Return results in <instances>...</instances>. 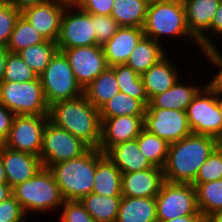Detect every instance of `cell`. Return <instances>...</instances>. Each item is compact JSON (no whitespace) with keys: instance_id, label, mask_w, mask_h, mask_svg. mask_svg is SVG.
Wrapping results in <instances>:
<instances>
[{"instance_id":"obj_1","label":"cell","mask_w":222,"mask_h":222,"mask_svg":"<svg viewBox=\"0 0 222 222\" xmlns=\"http://www.w3.org/2000/svg\"><path fill=\"white\" fill-rule=\"evenodd\" d=\"M48 118L52 124L67 130L90 148H99L102 127L99 109L84 94L51 104Z\"/></svg>"},{"instance_id":"obj_2","label":"cell","mask_w":222,"mask_h":222,"mask_svg":"<svg viewBox=\"0 0 222 222\" xmlns=\"http://www.w3.org/2000/svg\"><path fill=\"white\" fill-rule=\"evenodd\" d=\"M215 149V137L194 133L170 143L163 167L165 181L192 184L198 170Z\"/></svg>"},{"instance_id":"obj_3","label":"cell","mask_w":222,"mask_h":222,"mask_svg":"<svg viewBox=\"0 0 222 222\" xmlns=\"http://www.w3.org/2000/svg\"><path fill=\"white\" fill-rule=\"evenodd\" d=\"M143 32L146 37H149L161 45L164 37L167 41L177 38L184 44L190 43V51L192 45L196 44L200 49L198 40L190 33L184 3L182 0H160L149 3L146 20L143 26ZM182 38V39H181ZM190 41V42H188Z\"/></svg>"},{"instance_id":"obj_4","label":"cell","mask_w":222,"mask_h":222,"mask_svg":"<svg viewBox=\"0 0 222 222\" xmlns=\"http://www.w3.org/2000/svg\"><path fill=\"white\" fill-rule=\"evenodd\" d=\"M12 195L20 203L27 217L28 214L33 215V212H37V215L52 211L58 213L65 201L52 172L45 167L27 181L13 187Z\"/></svg>"},{"instance_id":"obj_5","label":"cell","mask_w":222,"mask_h":222,"mask_svg":"<svg viewBox=\"0 0 222 222\" xmlns=\"http://www.w3.org/2000/svg\"><path fill=\"white\" fill-rule=\"evenodd\" d=\"M60 188L64 200H81L92 193L96 171V149L48 168Z\"/></svg>"},{"instance_id":"obj_6","label":"cell","mask_w":222,"mask_h":222,"mask_svg":"<svg viewBox=\"0 0 222 222\" xmlns=\"http://www.w3.org/2000/svg\"><path fill=\"white\" fill-rule=\"evenodd\" d=\"M209 80L188 105L186 114L192 133L217 138L222 135L218 84L212 78Z\"/></svg>"},{"instance_id":"obj_7","label":"cell","mask_w":222,"mask_h":222,"mask_svg":"<svg viewBox=\"0 0 222 222\" xmlns=\"http://www.w3.org/2000/svg\"><path fill=\"white\" fill-rule=\"evenodd\" d=\"M39 78L49 106L55 102L73 99L83 94V89L76 81L63 51L57 50Z\"/></svg>"},{"instance_id":"obj_8","label":"cell","mask_w":222,"mask_h":222,"mask_svg":"<svg viewBox=\"0 0 222 222\" xmlns=\"http://www.w3.org/2000/svg\"><path fill=\"white\" fill-rule=\"evenodd\" d=\"M0 103L15 115H48L41 80L30 82H0Z\"/></svg>"},{"instance_id":"obj_9","label":"cell","mask_w":222,"mask_h":222,"mask_svg":"<svg viewBox=\"0 0 222 222\" xmlns=\"http://www.w3.org/2000/svg\"><path fill=\"white\" fill-rule=\"evenodd\" d=\"M90 147L67 130L60 128L50 121L43 131L40 160L42 166L68 161L83 155Z\"/></svg>"},{"instance_id":"obj_10","label":"cell","mask_w":222,"mask_h":222,"mask_svg":"<svg viewBox=\"0 0 222 222\" xmlns=\"http://www.w3.org/2000/svg\"><path fill=\"white\" fill-rule=\"evenodd\" d=\"M156 213L158 221L202 214L198 209L195 187L192 184L165 181L156 196Z\"/></svg>"},{"instance_id":"obj_11","label":"cell","mask_w":222,"mask_h":222,"mask_svg":"<svg viewBox=\"0 0 222 222\" xmlns=\"http://www.w3.org/2000/svg\"><path fill=\"white\" fill-rule=\"evenodd\" d=\"M96 45L93 28V14H89L76 6H66L57 40L58 50Z\"/></svg>"},{"instance_id":"obj_12","label":"cell","mask_w":222,"mask_h":222,"mask_svg":"<svg viewBox=\"0 0 222 222\" xmlns=\"http://www.w3.org/2000/svg\"><path fill=\"white\" fill-rule=\"evenodd\" d=\"M48 121V115H16L3 145L39 157L43 131Z\"/></svg>"},{"instance_id":"obj_13","label":"cell","mask_w":222,"mask_h":222,"mask_svg":"<svg viewBox=\"0 0 222 222\" xmlns=\"http://www.w3.org/2000/svg\"><path fill=\"white\" fill-rule=\"evenodd\" d=\"M143 129L164 139L177 142L192 133L186 111L161 108H146Z\"/></svg>"},{"instance_id":"obj_14","label":"cell","mask_w":222,"mask_h":222,"mask_svg":"<svg viewBox=\"0 0 222 222\" xmlns=\"http://www.w3.org/2000/svg\"><path fill=\"white\" fill-rule=\"evenodd\" d=\"M62 51L66 55L76 81L82 89L86 88L108 67L100 45L81 46L63 49Z\"/></svg>"},{"instance_id":"obj_15","label":"cell","mask_w":222,"mask_h":222,"mask_svg":"<svg viewBox=\"0 0 222 222\" xmlns=\"http://www.w3.org/2000/svg\"><path fill=\"white\" fill-rule=\"evenodd\" d=\"M67 5L58 0L30 6L21 14L46 40L57 42L60 34L61 18Z\"/></svg>"},{"instance_id":"obj_16","label":"cell","mask_w":222,"mask_h":222,"mask_svg":"<svg viewBox=\"0 0 222 222\" xmlns=\"http://www.w3.org/2000/svg\"><path fill=\"white\" fill-rule=\"evenodd\" d=\"M99 150L105 153L110 147L134 140L143 129V116H116L101 119Z\"/></svg>"},{"instance_id":"obj_17","label":"cell","mask_w":222,"mask_h":222,"mask_svg":"<svg viewBox=\"0 0 222 222\" xmlns=\"http://www.w3.org/2000/svg\"><path fill=\"white\" fill-rule=\"evenodd\" d=\"M7 184L13 188L33 177L43 166L40 157L20 152L0 144Z\"/></svg>"},{"instance_id":"obj_18","label":"cell","mask_w":222,"mask_h":222,"mask_svg":"<svg viewBox=\"0 0 222 222\" xmlns=\"http://www.w3.org/2000/svg\"><path fill=\"white\" fill-rule=\"evenodd\" d=\"M164 182L163 169L156 166L146 170L122 173V196L156 197Z\"/></svg>"},{"instance_id":"obj_19","label":"cell","mask_w":222,"mask_h":222,"mask_svg":"<svg viewBox=\"0 0 222 222\" xmlns=\"http://www.w3.org/2000/svg\"><path fill=\"white\" fill-rule=\"evenodd\" d=\"M166 54L141 75L145 93L150 101L154 96L170 89L182 76L181 68ZM180 73V74H179Z\"/></svg>"},{"instance_id":"obj_20","label":"cell","mask_w":222,"mask_h":222,"mask_svg":"<svg viewBox=\"0 0 222 222\" xmlns=\"http://www.w3.org/2000/svg\"><path fill=\"white\" fill-rule=\"evenodd\" d=\"M144 36L143 28L119 27L116 33L101 46L108 67L125 64Z\"/></svg>"},{"instance_id":"obj_21","label":"cell","mask_w":222,"mask_h":222,"mask_svg":"<svg viewBox=\"0 0 222 222\" xmlns=\"http://www.w3.org/2000/svg\"><path fill=\"white\" fill-rule=\"evenodd\" d=\"M190 80L188 79L183 83V78H180L170 89L154 96L146 108L186 111L193 98L205 86L204 83L201 86L195 81V84L193 82L188 83Z\"/></svg>"},{"instance_id":"obj_22","label":"cell","mask_w":222,"mask_h":222,"mask_svg":"<svg viewBox=\"0 0 222 222\" xmlns=\"http://www.w3.org/2000/svg\"><path fill=\"white\" fill-rule=\"evenodd\" d=\"M122 173L107 156L96 149V171L92 193L102 196H122Z\"/></svg>"},{"instance_id":"obj_23","label":"cell","mask_w":222,"mask_h":222,"mask_svg":"<svg viewBox=\"0 0 222 222\" xmlns=\"http://www.w3.org/2000/svg\"><path fill=\"white\" fill-rule=\"evenodd\" d=\"M104 154L119 168L121 173H131L153 167L140 151L137 138L118 143L110 147Z\"/></svg>"},{"instance_id":"obj_24","label":"cell","mask_w":222,"mask_h":222,"mask_svg":"<svg viewBox=\"0 0 222 222\" xmlns=\"http://www.w3.org/2000/svg\"><path fill=\"white\" fill-rule=\"evenodd\" d=\"M190 33L199 40L209 29L219 0H182Z\"/></svg>"},{"instance_id":"obj_25","label":"cell","mask_w":222,"mask_h":222,"mask_svg":"<svg viewBox=\"0 0 222 222\" xmlns=\"http://www.w3.org/2000/svg\"><path fill=\"white\" fill-rule=\"evenodd\" d=\"M116 222H158L156 197H123Z\"/></svg>"},{"instance_id":"obj_26","label":"cell","mask_w":222,"mask_h":222,"mask_svg":"<svg viewBox=\"0 0 222 222\" xmlns=\"http://www.w3.org/2000/svg\"><path fill=\"white\" fill-rule=\"evenodd\" d=\"M165 50L164 45L144 36L131 52L125 64L141 76L167 54V50Z\"/></svg>"},{"instance_id":"obj_27","label":"cell","mask_w":222,"mask_h":222,"mask_svg":"<svg viewBox=\"0 0 222 222\" xmlns=\"http://www.w3.org/2000/svg\"><path fill=\"white\" fill-rule=\"evenodd\" d=\"M149 3L148 0H114L110 16L119 27L143 28Z\"/></svg>"},{"instance_id":"obj_28","label":"cell","mask_w":222,"mask_h":222,"mask_svg":"<svg viewBox=\"0 0 222 222\" xmlns=\"http://www.w3.org/2000/svg\"><path fill=\"white\" fill-rule=\"evenodd\" d=\"M119 92V85L111 67H107L83 89V94L86 99L97 109H100L109 99Z\"/></svg>"},{"instance_id":"obj_29","label":"cell","mask_w":222,"mask_h":222,"mask_svg":"<svg viewBox=\"0 0 222 222\" xmlns=\"http://www.w3.org/2000/svg\"><path fill=\"white\" fill-rule=\"evenodd\" d=\"M122 196H102L95 193L83 197L80 202L95 222H116Z\"/></svg>"},{"instance_id":"obj_30","label":"cell","mask_w":222,"mask_h":222,"mask_svg":"<svg viewBox=\"0 0 222 222\" xmlns=\"http://www.w3.org/2000/svg\"><path fill=\"white\" fill-rule=\"evenodd\" d=\"M146 106L138 99L119 92L109 99L100 109L101 119L116 116H144Z\"/></svg>"},{"instance_id":"obj_31","label":"cell","mask_w":222,"mask_h":222,"mask_svg":"<svg viewBox=\"0 0 222 222\" xmlns=\"http://www.w3.org/2000/svg\"><path fill=\"white\" fill-rule=\"evenodd\" d=\"M46 38L41 35L21 14L17 19L7 49L10 53H18L31 45L46 42Z\"/></svg>"},{"instance_id":"obj_32","label":"cell","mask_w":222,"mask_h":222,"mask_svg":"<svg viewBox=\"0 0 222 222\" xmlns=\"http://www.w3.org/2000/svg\"><path fill=\"white\" fill-rule=\"evenodd\" d=\"M192 185L196 190L198 209L205 218L222 210V179Z\"/></svg>"},{"instance_id":"obj_33","label":"cell","mask_w":222,"mask_h":222,"mask_svg":"<svg viewBox=\"0 0 222 222\" xmlns=\"http://www.w3.org/2000/svg\"><path fill=\"white\" fill-rule=\"evenodd\" d=\"M137 143L150 163L163 169L168 156L169 143L145 129H142L138 135Z\"/></svg>"},{"instance_id":"obj_34","label":"cell","mask_w":222,"mask_h":222,"mask_svg":"<svg viewBox=\"0 0 222 222\" xmlns=\"http://www.w3.org/2000/svg\"><path fill=\"white\" fill-rule=\"evenodd\" d=\"M57 50V42L47 40L46 42L22 49L18 54L39 77L46 69Z\"/></svg>"},{"instance_id":"obj_35","label":"cell","mask_w":222,"mask_h":222,"mask_svg":"<svg viewBox=\"0 0 222 222\" xmlns=\"http://www.w3.org/2000/svg\"><path fill=\"white\" fill-rule=\"evenodd\" d=\"M115 73L119 90L132 98L140 100L145 106L149 103L141 76L126 64L111 67Z\"/></svg>"},{"instance_id":"obj_36","label":"cell","mask_w":222,"mask_h":222,"mask_svg":"<svg viewBox=\"0 0 222 222\" xmlns=\"http://www.w3.org/2000/svg\"><path fill=\"white\" fill-rule=\"evenodd\" d=\"M37 78V74L23 61L18 53H8L3 81L30 82Z\"/></svg>"},{"instance_id":"obj_37","label":"cell","mask_w":222,"mask_h":222,"mask_svg":"<svg viewBox=\"0 0 222 222\" xmlns=\"http://www.w3.org/2000/svg\"><path fill=\"white\" fill-rule=\"evenodd\" d=\"M21 11L10 1H0V46L7 47Z\"/></svg>"},{"instance_id":"obj_38","label":"cell","mask_w":222,"mask_h":222,"mask_svg":"<svg viewBox=\"0 0 222 222\" xmlns=\"http://www.w3.org/2000/svg\"><path fill=\"white\" fill-rule=\"evenodd\" d=\"M222 179V154L216 148L197 172L192 184H200Z\"/></svg>"},{"instance_id":"obj_39","label":"cell","mask_w":222,"mask_h":222,"mask_svg":"<svg viewBox=\"0 0 222 222\" xmlns=\"http://www.w3.org/2000/svg\"><path fill=\"white\" fill-rule=\"evenodd\" d=\"M214 35L216 38L220 35L222 37V2L219 4L218 10L213 16L210 29L198 40L200 47L199 52H201V54L203 53V57L205 56V58L216 47L215 41L217 40H214L216 39Z\"/></svg>"},{"instance_id":"obj_40","label":"cell","mask_w":222,"mask_h":222,"mask_svg":"<svg viewBox=\"0 0 222 222\" xmlns=\"http://www.w3.org/2000/svg\"><path fill=\"white\" fill-rule=\"evenodd\" d=\"M59 212L60 222H95L79 200H65Z\"/></svg>"},{"instance_id":"obj_41","label":"cell","mask_w":222,"mask_h":222,"mask_svg":"<svg viewBox=\"0 0 222 222\" xmlns=\"http://www.w3.org/2000/svg\"><path fill=\"white\" fill-rule=\"evenodd\" d=\"M93 28L96 45L102 46L116 33L119 25L111 16L93 14Z\"/></svg>"},{"instance_id":"obj_42","label":"cell","mask_w":222,"mask_h":222,"mask_svg":"<svg viewBox=\"0 0 222 222\" xmlns=\"http://www.w3.org/2000/svg\"><path fill=\"white\" fill-rule=\"evenodd\" d=\"M26 218L24 210L13 195L0 202V222H27Z\"/></svg>"},{"instance_id":"obj_43","label":"cell","mask_w":222,"mask_h":222,"mask_svg":"<svg viewBox=\"0 0 222 222\" xmlns=\"http://www.w3.org/2000/svg\"><path fill=\"white\" fill-rule=\"evenodd\" d=\"M113 3L114 0H80L75 6L89 14L110 16Z\"/></svg>"},{"instance_id":"obj_44","label":"cell","mask_w":222,"mask_h":222,"mask_svg":"<svg viewBox=\"0 0 222 222\" xmlns=\"http://www.w3.org/2000/svg\"><path fill=\"white\" fill-rule=\"evenodd\" d=\"M15 116L11 110L0 103V144L7 139Z\"/></svg>"},{"instance_id":"obj_45","label":"cell","mask_w":222,"mask_h":222,"mask_svg":"<svg viewBox=\"0 0 222 222\" xmlns=\"http://www.w3.org/2000/svg\"><path fill=\"white\" fill-rule=\"evenodd\" d=\"M217 46L218 45H216L215 49L206 56V59H208L206 61H209V64H211L210 67L214 66V68H217L214 70L217 71L216 74H213L212 79L222 87V52H220L221 50H219V47Z\"/></svg>"},{"instance_id":"obj_46","label":"cell","mask_w":222,"mask_h":222,"mask_svg":"<svg viewBox=\"0 0 222 222\" xmlns=\"http://www.w3.org/2000/svg\"><path fill=\"white\" fill-rule=\"evenodd\" d=\"M51 0H10V2L16 6L20 11H23L24 9L35 6L38 4H43L46 2H49Z\"/></svg>"},{"instance_id":"obj_47","label":"cell","mask_w":222,"mask_h":222,"mask_svg":"<svg viewBox=\"0 0 222 222\" xmlns=\"http://www.w3.org/2000/svg\"><path fill=\"white\" fill-rule=\"evenodd\" d=\"M205 219L203 214H194L187 216H180L167 221H158V222H202Z\"/></svg>"},{"instance_id":"obj_48","label":"cell","mask_w":222,"mask_h":222,"mask_svg":"<svg viewBox=\"0 0 222 222\" xmlns=\"http://www.w3.org/2000/svg\"><path fill=\"white\" fill-rule=\"evenodd\" d=\"M8 53L9 51L7 47L0 46V82L3 81V76L5 73V64H6Z\"/></svg>"},{"instance_id":"obj_49","label":"cell","mask_w":222,"mask_h":222,"mask_svg":"<svg viewBox=\"0 0 222 222\" xmlns=\"http://www.w3.org/2000/svg\"><path fill=\"white\" fill-rule=\"evenodd\" d=\"M12 195V188L8 184H0V202Z\"/></svg>"},{"instance_id":"obj_50","label":"cell","mask_w":222,"mask_h":222,"mask_svg":"<svg viewBox=\"0 0 222 222\" xmlns=\"http://www.w3.org/2000/svg\"><path fill=\"white\" fill-rule=\"evenodd\" d=\"M207 219L209 222H222V210L209 215Z\"/></svg>"},{"instance_id":"obj_51","label":"cell","mask_w":222,"mask_h":222,"mask_svg":"<svg viewBox=\"0 0 222 222\" xmlns=\"http://www.w3.org/2000/svg\"><path fill=\"white\" fill-rule=\"evenodd\" d=\"M0 184H7L6 172L1 157H0Z\"/></svg>"},{"instance_id":"obj_52","label":"cell","mask_w":222,"mask_h":222,"mask_svg":"<svg viewBox=\"0 0 222 222\" xmlns=\"http://www.w3.org/2000/svg\"><path fill=\"white\" fill-rule=\"evenodd\" d=\"M218 108L222 118V87L218 85Z\"/></svg>"},{"instance_id":"obj_53","label":"cell","mask_w":222,"mask_h":222,"mask_svg":"<svg viewBox=\"0 0 222 222\" xmlns=\"http://www.w3.org/2000/svg\"><path fill=\"white\" fill-rule=\"evenodd\" d=\"M58 1L67 6H75L80 0H58Z\"/></svg>"},{"instance_id":"obj_54","label":"cell","mask_w":222,"mask_h":222,"mask_svg":"<svg viewBox=\"0 0 222 222\" xmlns=\"http://www.w3.org/2000/svg\"><path fill=\"white\" fill-rule=\"evenodd\" d=\"M216 148L222 154V135L216 138Z\"/></svg>"},{"instance_id":"obj_55","label":"cell","mask_w":222,"mask_h":222,"mask_svg":"<svg viewBox=\"0 0 222 222\" xmlns=\"http://www.w3.org/2000/svg\"><path fill=\"white\" fill-rule=\"evenodd\" d=\"M202 222H209V220L207 218H205Z\"/></svg>"}]
</instances>
